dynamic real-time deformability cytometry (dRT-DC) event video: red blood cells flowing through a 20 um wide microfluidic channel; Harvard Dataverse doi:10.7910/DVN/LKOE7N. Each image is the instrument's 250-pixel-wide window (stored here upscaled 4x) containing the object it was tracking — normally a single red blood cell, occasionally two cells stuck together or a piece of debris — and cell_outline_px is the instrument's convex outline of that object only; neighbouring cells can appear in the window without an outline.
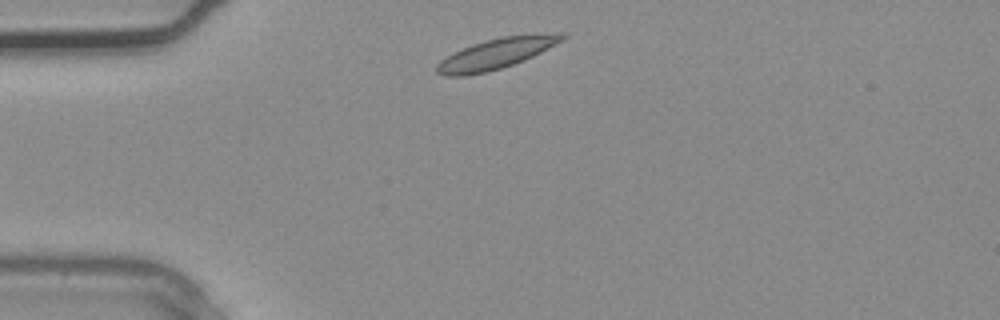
{"species": "common noctule bat (a hibernating species)", "species_latin": "Nyctalus noctula", "temperature_condition": "warm", "stored_images_in_passage": 1, "camera_frame_rate_fps": 3000, "um_per_image_px": 0.085, "animal": {"sex": "male", "body_mass_g": 20.4}, "frame": {"image": 1, "passage_image": 1, "time_ms": 0.0, "image_size_px": [1000, 320], "cell_outline_px": [[568, 36], [564, 40], [524, 60], [488, 72], [464, 76], [444, 76], [436, 72], [436, 64], [440, 60], [472, 44], [484, 40], [500, 36], [556, 32], [568, 32]], "centroid_in_image_um": [42.23, 4.53], "position_along_channel_um": 42.8, "area_um2": 22.43}}